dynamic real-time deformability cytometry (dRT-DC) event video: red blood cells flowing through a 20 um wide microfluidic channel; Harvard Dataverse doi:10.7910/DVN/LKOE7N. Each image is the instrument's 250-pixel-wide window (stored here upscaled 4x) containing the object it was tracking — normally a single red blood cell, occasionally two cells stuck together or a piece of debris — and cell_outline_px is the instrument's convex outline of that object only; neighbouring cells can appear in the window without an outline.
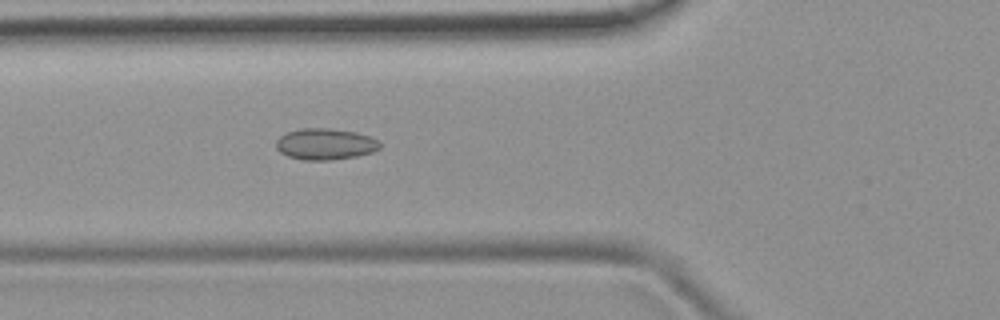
{"species": "common noctule bat (a hibernating species)", "species_latin": "Nyctalus noctula", "temperature_condition": "room temperature", "stored_images_in_passage": 38, "camera_frame_rate_fps": 3000, "um_per_image_px": 0.085, "animal": {"sex": "female", "body_mass_g": 19.9}, "frame": {"image": 1, "passage_image": 5, "time_ms": 1.333, "image_size_px": [1000, 320], "cell_outline_px": [[380, 148], [372, 152], [356, 156], [332, 160], [304, 160], [288, 156], [280, 152], [276, 148], [276, 140], [280, 136], [288, 132], [300, 128], [328, 128], [356, 132], [380, 140]], "centroid_in_image_um": [27.65, 12.24], "position_along_channel_um": 98.2, "area_um2": 18.96}}
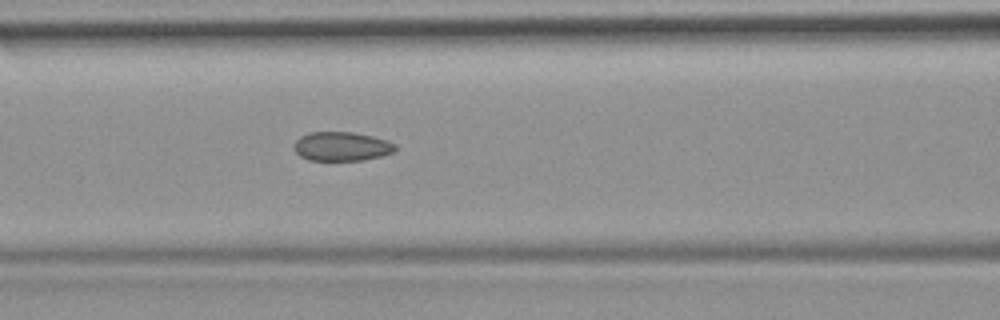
{"frame": {"image": 2, "passage_image": 8, "time_ms": 2.333, "image_size_px": [1000, 320], "cell_outline_px": [[396, 148], [392, 152], [380, 156], [364, 160], [308, 160], [300, 156], [292, 148], [292, 144], [300, 136], [308, 132], [352, 132], [372, 136], [388, 140], [396, 144]], "centroid_in_image_um": [29.0, 12.44], "position_along_channel_um": 137.6, "area_um2": 17.28}}
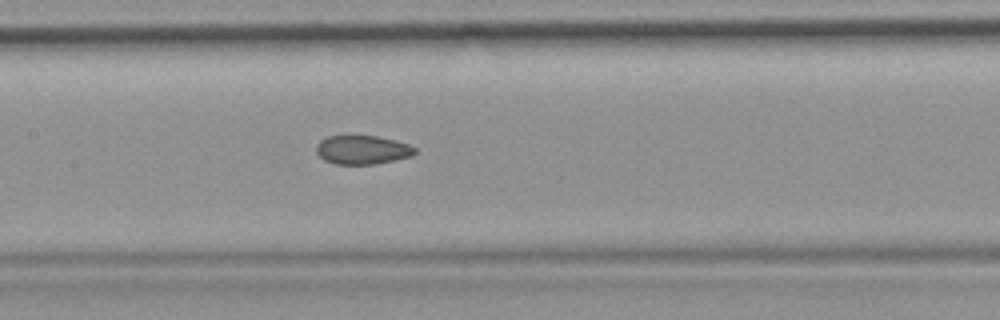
{"frame": {"image": 3, "passage_image": 11, "time_ms": 3.333, "image_size_px": [1000, 320], "cell_outline_px": [[416, 152], [412, 156], [396, 160], [376, 164], [336, 164], [324, 160], [316, 152], [316, 144], [320, 140], [328, 136], [376, 136], [396, 140], [408, 144], [416, 148]], "centroid_in_image_um": [30.81, 12.74], "position_along_channel_um": 176.6, "area_um2": 16.65}, "authors_computed_cell_mechanics": {"area_um2": 17.3689, "velocity_mm_per_s": 3.9036, "shape_relaxation_time_tau1_ms": null, "shape_relaxation_time_tau2_ms": 2.6205, "deformation_change_tau1": null, "deformation_change_tau2": 0.0752}}